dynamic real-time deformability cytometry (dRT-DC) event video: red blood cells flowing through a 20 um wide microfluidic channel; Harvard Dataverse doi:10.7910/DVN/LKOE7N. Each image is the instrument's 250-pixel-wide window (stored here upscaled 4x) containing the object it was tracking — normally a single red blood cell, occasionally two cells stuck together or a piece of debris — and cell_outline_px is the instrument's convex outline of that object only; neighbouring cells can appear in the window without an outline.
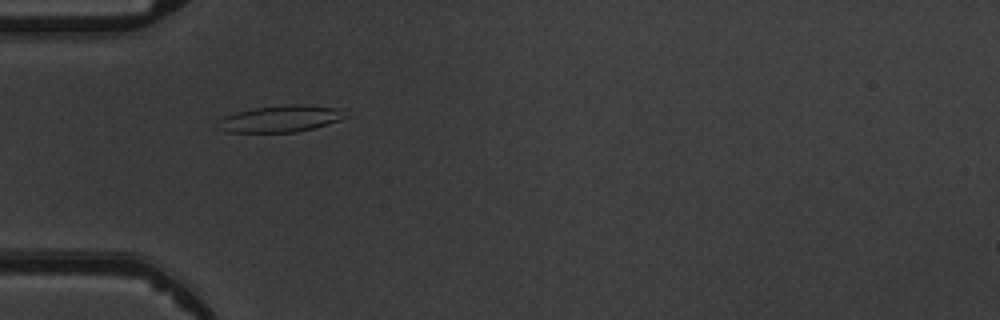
{"species": "common noctule bat (a hibernating species)", "species_latin": "Nyctalus noctula", "temperature_condition": "warm", "stored_images_in_passage": 5, "camera_frame_rate_fps": 3000, "um_per_image_px": 0.085, "animal": {"sex": "male", "body_mass_g": 19.5, "forearm_length_mm": 54.6}, "frame": {"image": 1, "passage_image": 4, "time_ms": 4.333, "image_size_px": [1000, 320], "cell_outline_px": [[356, 116], [312, 128], [296, 132], [228, 132], [216, 128], [216, 120], [224, 116], [236, 112], [256, 108], [284, 104], [296, 104], [336, 108]], "centroid_in_image_um": [23.86, 10.09], "position_along_channel_um": 61.1, "area_um2": 20.06}}